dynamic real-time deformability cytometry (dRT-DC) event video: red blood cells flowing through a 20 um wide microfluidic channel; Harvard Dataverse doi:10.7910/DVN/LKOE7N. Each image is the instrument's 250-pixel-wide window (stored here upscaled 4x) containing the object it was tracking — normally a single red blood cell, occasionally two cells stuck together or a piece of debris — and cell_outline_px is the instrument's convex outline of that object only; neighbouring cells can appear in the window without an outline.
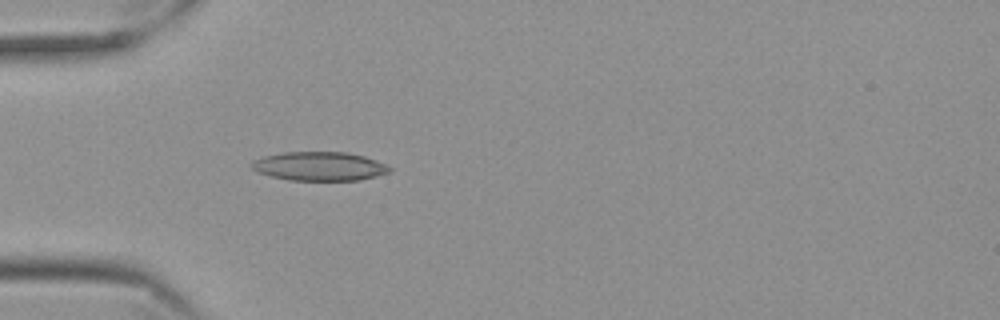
{"species": "Egyptian fruit bat (a non-hibernating species)", "species_latin": "Rousettus aegyptiacus", "temperature_condition": "cold", "stored_images_in_passage": 36, "camera_frame_rate_fps": 3000, "um_per_image_px": 0.085, "frame": {"image": 1, "passage_image": 1, "time_ms": 0.0, "image_size_px": [1000, 320], "cell_outline_px": [[392, 168], [388, 172], [376, 176], [360, 180], [288, 180], [256, 172], [252, 168], [252, 160], [264, 156], [284, 152], [344, 152], [364, 156], [376, 160]], "centroid_in_image_um": [27.13, 14.13], "position_along_channel_um": 57.9, "area_um2": 23.06}}
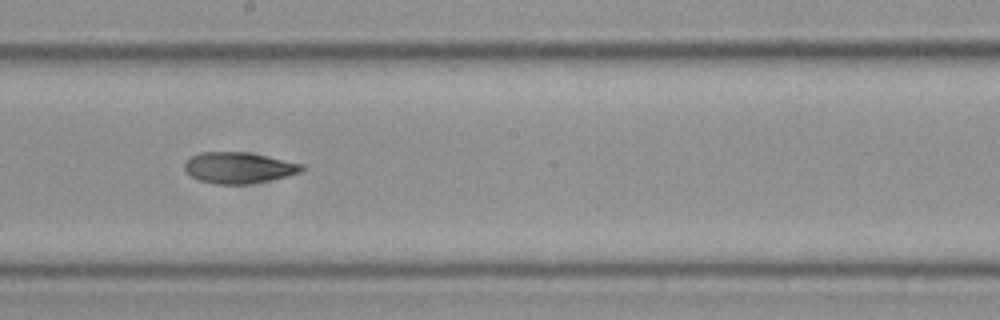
{"frame": {"image": 2, "passage_image": 16, "time_ms": 5.0, "image_size_px": [1000, 320], "cell_outline_px": [[304, 168], [300, 172], [268, 180], [248, 184], [216, 184], [200, 180], [192, 176], [184, 168], [184, 164], [192, 156], [200, 152], [248, 152], [304, 164]], "centroid_in_image_um": [20.29, 14.25], "position_along_channel_um": 227.9, "area_um2": 20.92}}
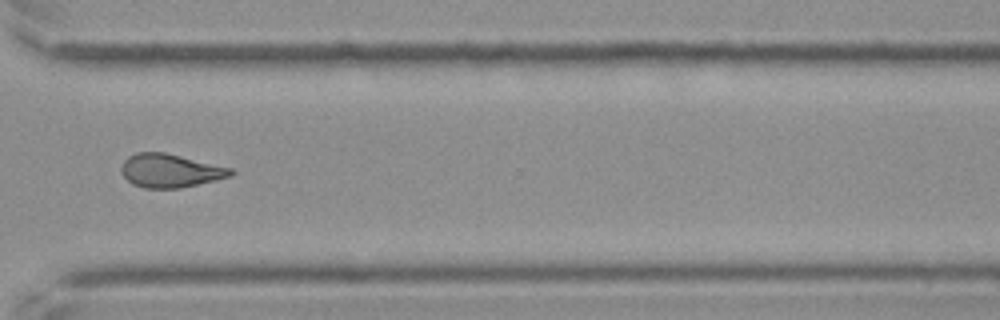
{"frame": {"image": 3, "passage_image": 27, "time_ms": 8.667, "image_size_px": [1000, 320], "cell_outline_px": [[236, 172], [232, 176], [216, 180], [180, 188], [144, 188], [132, 184], [120, 172], [120, 168], [124, 160], [128, 156], [136, 152], [164, 152], [232, 168]], "centroid_in_image_um": [14.46, 14.51], "position_along_channel_um": 356.1, "area_um2": 21.44}, "authors_computed_cell_mechanics": {"area_um2": 21.2126, "velocity_mm_per_s": 3.5001, "shape_relaxation_time_tau1_ms": null, "shape_relaxation_time_tau2_ms": 5.6502, "deformation_change_tau1": null, "deformation_change_tau2": 0.1463}}